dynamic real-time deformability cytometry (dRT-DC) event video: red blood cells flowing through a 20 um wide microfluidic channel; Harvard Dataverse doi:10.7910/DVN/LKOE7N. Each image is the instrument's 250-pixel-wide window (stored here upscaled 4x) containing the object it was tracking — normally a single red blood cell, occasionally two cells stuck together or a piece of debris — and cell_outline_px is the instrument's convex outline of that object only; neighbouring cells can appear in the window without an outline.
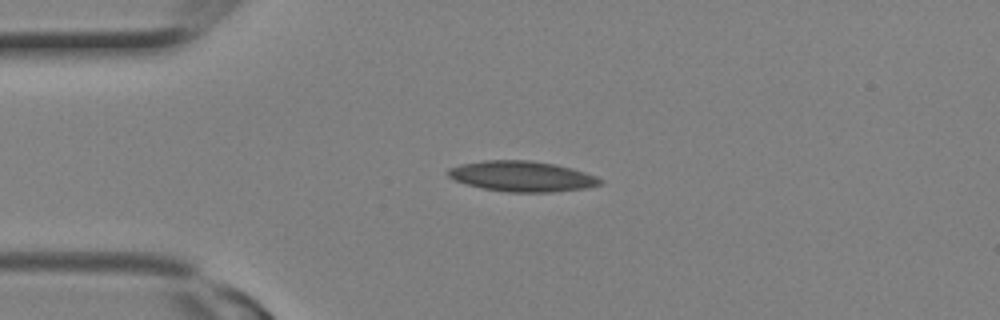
{"species": "Egyptian fruit bat (a non-hibernating species)", "species_latin": "Rousettus aegyptiacus", "temperature_condition": "room temperature", "stored_images_in_passage": 4, "camera_frame_rate_fps": 3000, "um_per_image_px": 0.085, "animal": {"sex": "female"}, "frame": {"image": 1, "passage_image": 1, "time_ms": 0.0, "image_size_px": [1000, 320], "cell_outline_px": [[604, 180], [600, 184], [588, 188], [552, 192], [508, 192], [484, 188], [468, 184], [456, 180], [448, 176], [444, 172], [448, 168], [460, 164], [484, 160], [528, 160], [556, 164], [572, 168], [596, 176]], "centroid_in_image_um": [44.37, 14.98], "position_along_channel_um": 40.6, "area_um2": 27.05}}
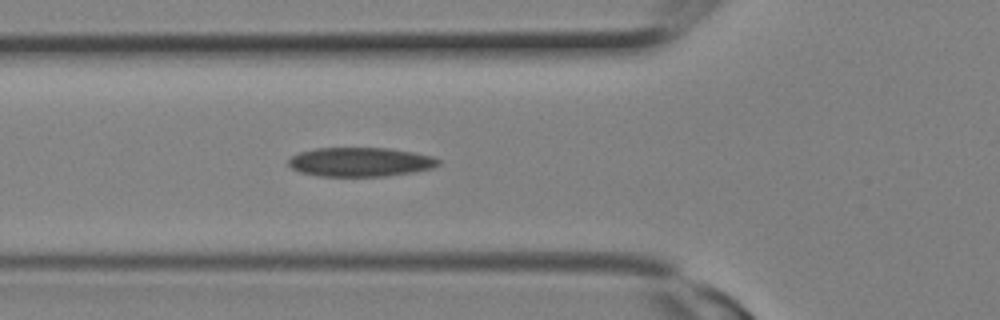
{"frame": {"image": 2, "passage_image": 4, "time_ms": 1.0, "image_size_px": [1000, 320], "cell_outline_px": [[440, 164], [432, 168], [416, 172], [388, 176], [320, 176], [300, 172], [292, 168], [288, 164], [288, 160], [292, 156], [300, 152], [316, 148], [388, 148], [412, 152], [432, 156], [440, 160]], "centroid_in_image_um": [30.65, 13.77], "position_along_channel_um": 95.2, "area_um2": 25.49}}